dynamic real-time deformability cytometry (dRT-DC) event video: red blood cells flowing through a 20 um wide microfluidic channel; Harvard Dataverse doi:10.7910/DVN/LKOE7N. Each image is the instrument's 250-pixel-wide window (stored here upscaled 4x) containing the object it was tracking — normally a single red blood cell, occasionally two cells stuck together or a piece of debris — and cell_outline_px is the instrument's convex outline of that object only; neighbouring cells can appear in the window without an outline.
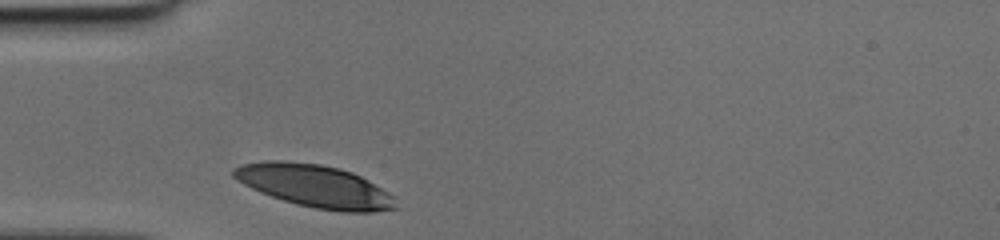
{"species": "human", "species_latin": "Homo sapiens", "temperature_condition": "cold", "stored_images_in_passage": 25, "camera_frame_rate_fps": 3000, "um_per_image_px": 0.085, "donor": {"sex": "female"}, "frame": {"image": 1, "passage_image": 1, "time_ms": 0.0, "image_size_px": [1000, 240], "cell_outline_px": [[396, 208], [372, 212], [340, 212], [316, 208], [296, 204], [260, 192], [244, 184], [232, 176], [232, 168], [240, 164], [264, 160], [284, 160], [320, 164], [340, 168], [352, 172], [368, 180], [388, 192], [392, 196]], "centroid_in_image_um": [26.72, 15.79], "position_along_channel_um": 58.3, "area_um2": 40.11}}
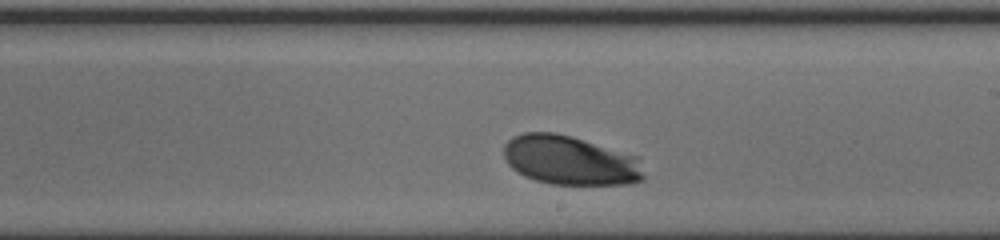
{"frame": {"image": 2, "passage_image": 15, "time_ms": 4.667, "image_size_px": [1000, 240], "cell_outline_px": [[644, 176], [640, 180], [628, 184], [552, 184], [536, 180], [524, 176], [512, 168], [508, 164], [504, 156], [504, 144], [512, 136], [524, 132], [556, 132], [572, 136], [640, 156]], "centroid_in_image_um": [48.47, 13.61], "position_along_channel_um": 240.5, "area_um2": 40.52}}
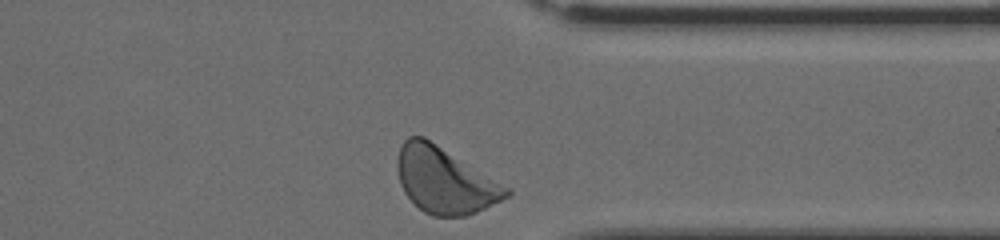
{"frame": {"image": 3, "passage_image": 25, "time_ms": 8.0, "image_size_px": [1000, 240], "cell_outline_px": [[512, 192], [508, 196], [476, 212], [464, 216], [432, 216], [424, 212], [404, 192], [400, 184], [396, 168], [396, 160], [400, 144], [408, 136], [424, 136], [512, 188]], "centroid_in_image_um": [37.8, 15.3], "position_along_channel_um": 373.6, "area_um2": 42.14}}